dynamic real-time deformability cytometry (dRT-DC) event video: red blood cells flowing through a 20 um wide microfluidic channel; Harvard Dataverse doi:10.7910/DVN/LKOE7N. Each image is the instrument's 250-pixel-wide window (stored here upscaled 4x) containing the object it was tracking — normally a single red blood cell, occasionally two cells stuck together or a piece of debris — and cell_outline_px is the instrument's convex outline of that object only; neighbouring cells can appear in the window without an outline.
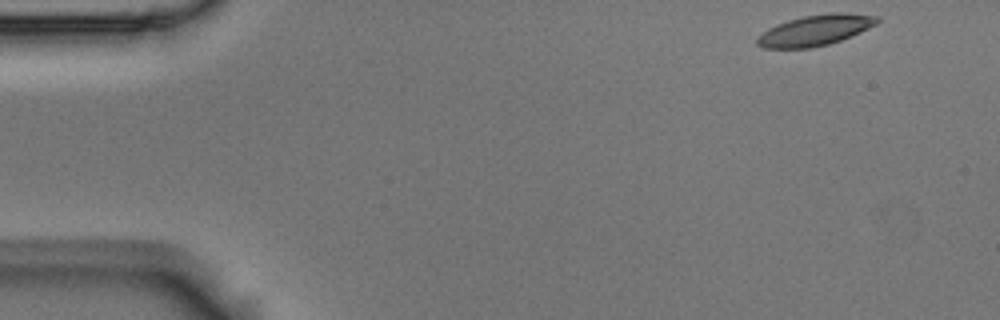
{"species": "Egyptian fruit bat (a non-hibernating species)", "species_latin": "Rousettus aegyptiacus", "temperature_condition": "room temperature", "stored_images_in_passage": 8, "camera_frame_rate_fps": 3000, "um_per_image_px": 0.085, "animal": {"sex": "male"}, "frame": {"image": 1, "passage_image": 1, "time_ms": 0.0, "image_size_px": [1000, 320], "cell_outline_px": [[880, 20], [876, 24], [852, 36], [828, 44], [812, 48], [764, 48], [756, 44], [756, 36], [768, 28], [776, 24], [788, 20], [804, 16], [832, 12], [844, 12], [876, 16]], "centroid_in_image_um": [69.26, 2.57], "position_along_channel_um": 15.7, "area_um2": 21.5}}
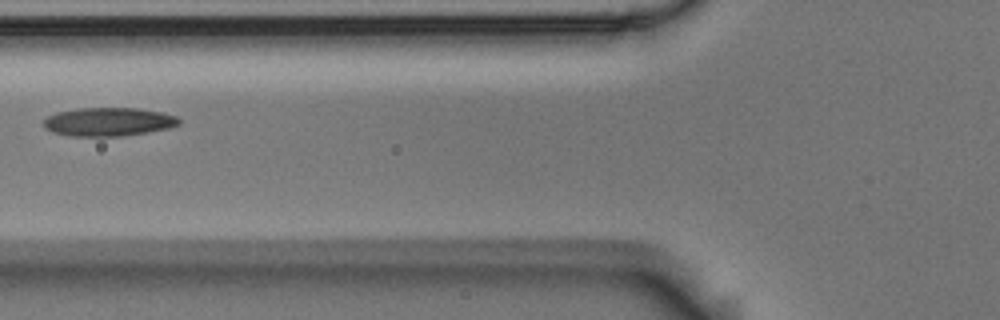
{"frame": {"image": 2, "passage_image": 5, "time_ms": 1.333, "image_size_px": [1000, 320], "cell_outline_px": [[180, 124], [168, 128], [148, 132], [124, 136], [68, 136], [52, 132], [44, 128], [44, 120], [48, 116], [56, 112], [80, 108], [136, 108], [160, 112], [176, 116], [180, 120]], "centroid_in_image_um": [9.2, 10.36], "position_along_channel_um": 116.6, "area_um2": 22.54}}
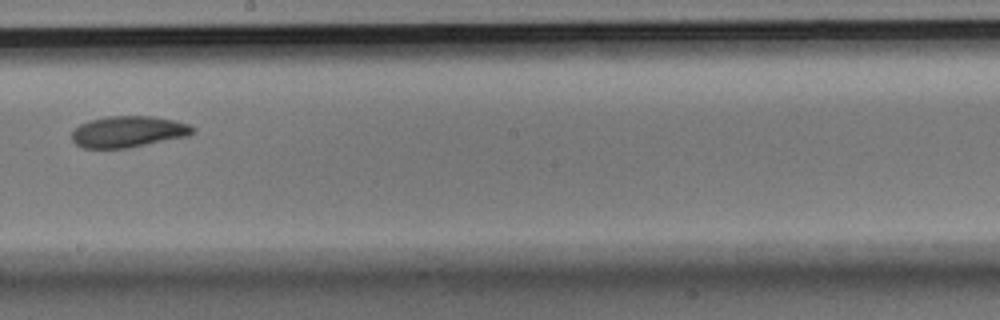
{"frame": {"image": 3, "passage_image": 8, "time_ms": 2.333, "image_size_px": [1000, 320], "cell_outline_px": [[196, 132], [188, 136], [128, 148], [84, 148], [76, 144], [72, 140], [72, 132], [80, 124], [88, 120], [108, 116], [152, 116], [176, 120], [188, 124], [196, 128]], "centroid_in_image_um": [10.93, 11.19], "position_along_channel_um": 237.3, "area_um2": 22.2}}